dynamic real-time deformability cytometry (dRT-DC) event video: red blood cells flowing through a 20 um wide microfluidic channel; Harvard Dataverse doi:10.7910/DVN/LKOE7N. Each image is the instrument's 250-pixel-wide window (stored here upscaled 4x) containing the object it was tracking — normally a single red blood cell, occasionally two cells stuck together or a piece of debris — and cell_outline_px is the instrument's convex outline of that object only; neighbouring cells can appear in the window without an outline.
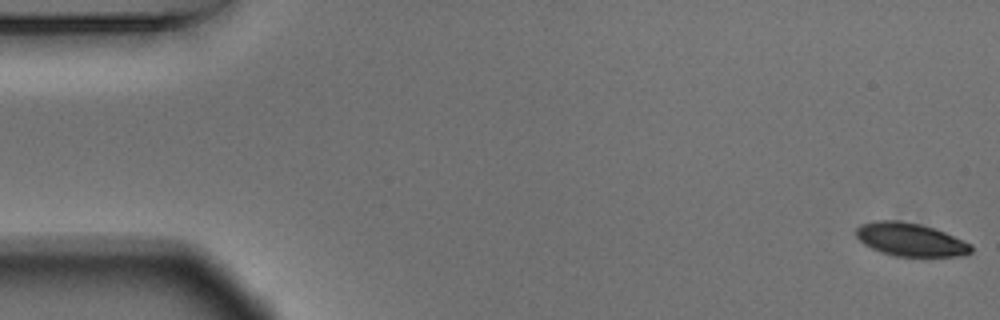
{"species": "Egyptian fruit bat (a non-hibernating species)", "species_latin": "Rousettus aegyptiacus", "temperature_condition": "warm", "stored_images_in_passage": 56, "camera_frame_rate_fps": 3000, "um_per_image_px": 0.085, "animal": {"sex": "male"}, "frame": {"image": 1, "passage_image": 1, "time_ms": 0.0, "image_size_px": [1000, 320], "cell_outline_px": [[972, 252], [960, 256], [896, 256], [880, 252], [864, 244], [856, 236], [856, 228], [860, 224], [876, 220], [896, 220], [920, 224], [944, 232], [972, 244]], "centroid_in_image_um": [77.37, 20.36], "position_along_channel_um": 7.6, "area_um2": 22.14}}
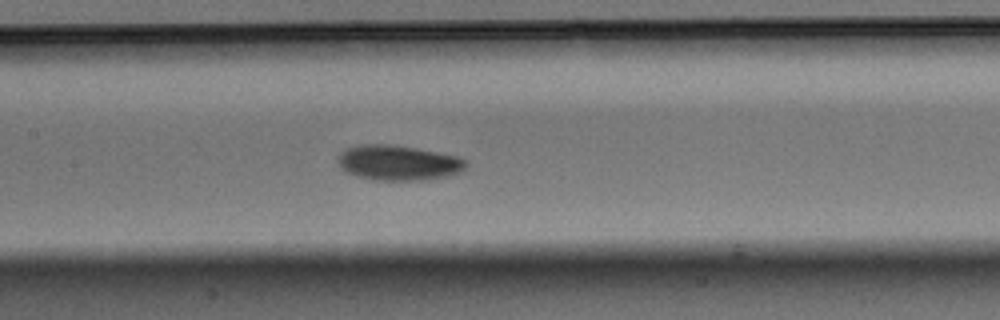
{"frame": {"image": 2, "passage_image": 26, "time_ms": 8.333, "image_size_px": [1000, 320], "cell_outline_px": [[468, 164], [460, 172], [428, 180], [376, 180], [356, 176], [344, 172], [340, 168], [336, 160], [340, 152], [344, 148], [360, 144], [392, 144], [416, 148], [460, 156], [468, 160]], "centroid_in_image_um": [33.82, 13.82], "position_along_channel_um": 173.6, "area_um2": 26.7}}
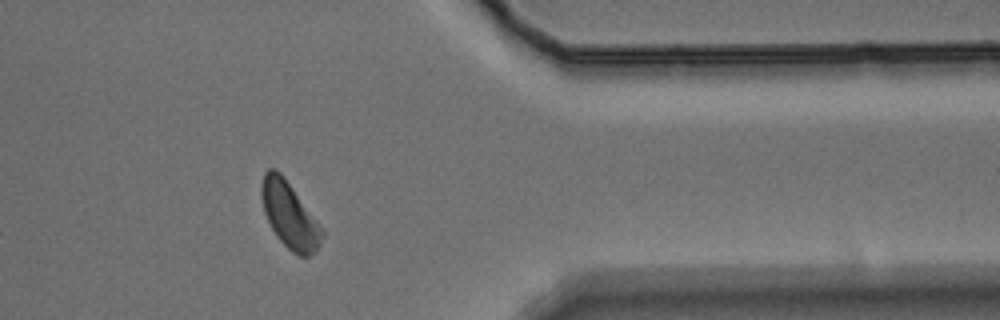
{"frame": {"image": 3, "passage_image": 45, "time_ms": 14.667, "image_size_px": [1000, 320], "cell_outline_px": [[324, 236], [320, 244], [308, 256], [300, 256], [292, 252], [276, 236], [264, 212], [260, 196], [260, 184], [264, 172], [268, 168], [276, 168], [284, 176], [324, 228]], "centroid_in_image_um": [24.6, 18.24], "position_along_channel_um": 386.8, "area_um2": 23.52}, "authors_computed_cell_mechanics": {"area_um2": 23.8136, "velocity_mm_per_s": 3.6488, "shape_relaxation_time_tau1_ms": 1.8245, "shape_relaxation_time_tau2_ms": null, "deformation_change_tau1": 0.0959, "deformation_change_tau2": null}}